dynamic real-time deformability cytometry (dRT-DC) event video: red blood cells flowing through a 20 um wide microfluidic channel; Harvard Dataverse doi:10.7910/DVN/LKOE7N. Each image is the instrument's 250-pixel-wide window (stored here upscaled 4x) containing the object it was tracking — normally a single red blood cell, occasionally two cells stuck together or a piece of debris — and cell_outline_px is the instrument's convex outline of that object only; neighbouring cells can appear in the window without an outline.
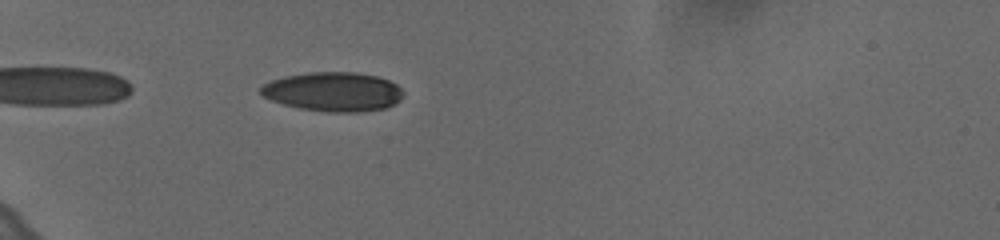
{"species": "human", "species_latin": "Homo sapiens", "temperature_condition": "cold", "stored_images_in_passage": 42, "camera_frame_rate_fps": 3000, "um_per_image_px": 0.085, "donor": {"sex": "female"}, "frame": {"image": 1, "passage_image": 4, "time_ms": 1.0, "image_size_px": [1000, 240], "cell_outline_px": [[404, 92], [400, 100], [384, 108], [356, 112], [328, 112], [300, 108], [284, 104], [272, 100], [264, 96], [260, 92], [260, 88], [264, 84], [272, 80], [284, 76], [308, 72], [356, 72], [380, 76], [396, 84]], "centroid_in_image_um": [28.34, 7.78], "position_along_channel_um": 56.7, "area_um2": 32.48}}
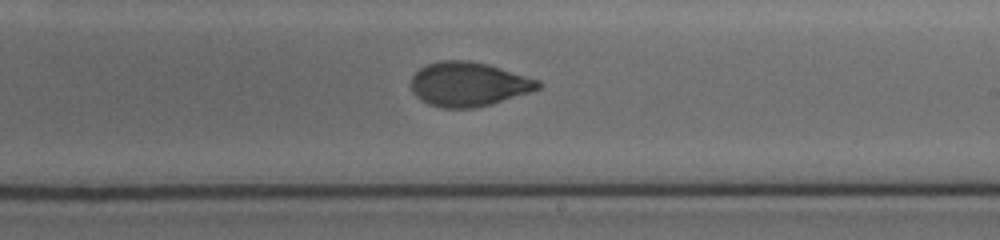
{"frame": {"image": 2, "passage_image": 22, "time_ms": 7.0, "image_size_px": [1000, 240], "cell_outline_px": [[544, 84], [540, 88], [492, 104], [472, 108], [440, 108], [428, 104], [420, 100], [412, 92], [412, 76], [420, 68], [428, 64], [440, 60], [468, 60], [488, 64], [540, 80]], "centroid_in_image_um": [39.82, 7.16], "position_along_channel_um": 249.2, "area_um2": 32.83}}
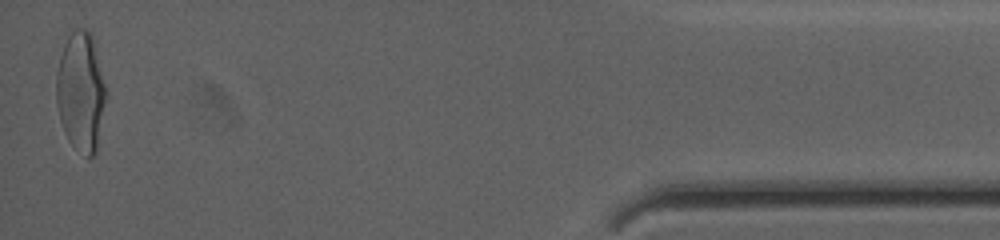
{"frame": {"image": 3, "passage_image": 42, "time_ms": 13.667, "image_size_px": [1000, 240], "cell_outline_px": [[108, 92], [96, 152], [88, 160], [68, 140], [64, 132], [60, 120], [56, 104], [56, 72], [60, 56], [64, 44], [68, 36], [76, 28], [84, 28], [92, 36]], "centroid_in_image_um": [6.88, 7.83], "position_along_channel_um": 428.3, "area_um2": 34.91}, "authors_computed_cell_mechanics": {"area_um2": 32.8015, "velocity_mm_per_s": 3.6352, "shape_relaxation_time_tau1_ms": 3.7959, "shape_relaxation_time_tau2_ms": 1.4081, "deformation_change_tau1": 0.1763, "deformation_change_tau2": 0.0511}}